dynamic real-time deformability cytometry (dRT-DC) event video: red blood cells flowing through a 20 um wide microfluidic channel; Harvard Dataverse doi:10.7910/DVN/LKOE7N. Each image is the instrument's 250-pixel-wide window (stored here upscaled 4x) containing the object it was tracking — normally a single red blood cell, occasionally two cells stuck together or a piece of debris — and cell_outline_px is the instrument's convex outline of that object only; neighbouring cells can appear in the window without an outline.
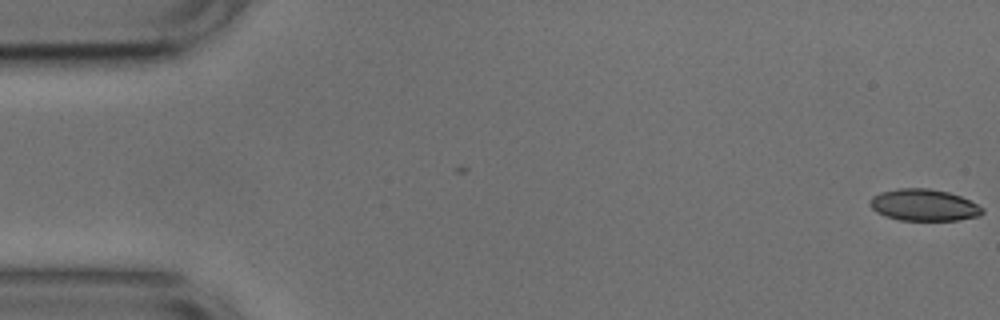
{"species": "common noctule bat (a hibernating species)", "species_latin": "Nyctalus noctula", "temperature_condition": "cold", "stored_images_in_passage": 53, "camera_frame_rate_fps": 3000, "um_per_image_px": 0.085, "animal": {"sex": "male", "body_mass_g": 17.9, "forearm_length_mm": 54.2}, "frame": {"image": 1, "passage_image": 1, "time_ms": 0.0, "image_size_px": [1000, 320], "cell_outline_px": [[984, 212], [980, 216], [956, 220], [900, 220], [876, 212], [868, 204], [868, 200], [872, 196], [880, 192], [900, 188], [928, 188], [948, 192], [960, 196], [984, 208]], "centroid_in_image_um": [78.51, 17.42], "position_along_channel_um": 6.5, "area_um2": 20.75}}
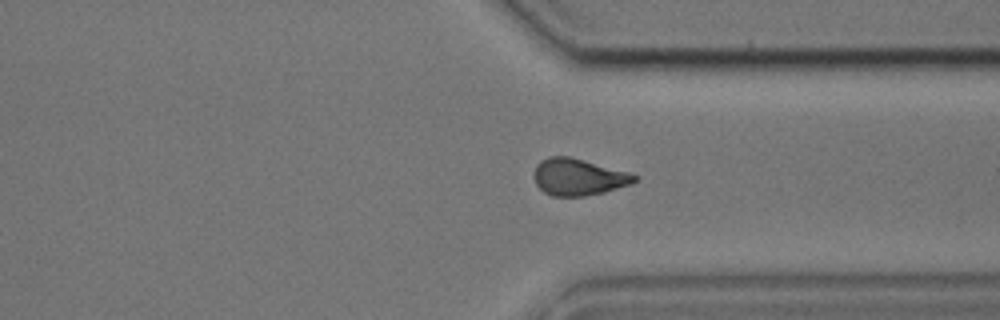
{"frame": {"image": 2, "passage_image": 40, "time_ms": 13.0, "image_size_px": [1000, 320], "cell_outline_px": [[640, 176], [632, 184], [604, 192], [584, 196], [552, 196], [544, 192], [536, 184], [532, 176], [536, 164], [540, 160], [548, 156], [568, 156], [628, 172]], "centroid_in_image_um": [49.13, 15.04], "position_along_channel_um": 362.3, "area_um2": 21.62}}
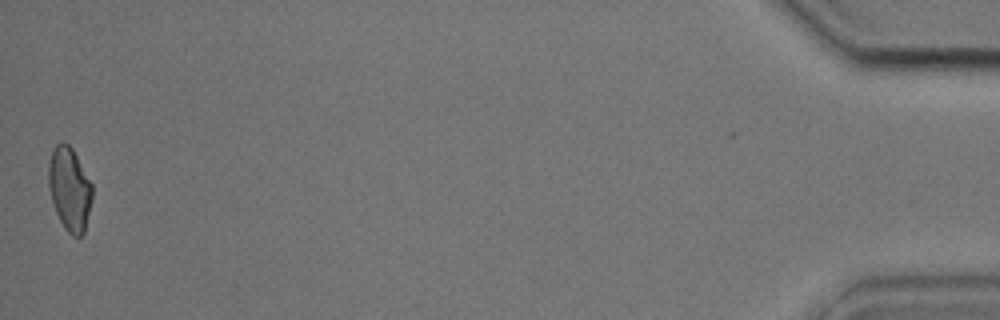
{"frame": {"image": 3, "passage_image": 53, "time_ms": 17.333, "image_size_px": [1000, 320], "cell_outline_px": [[92, 200], [84, 232], [80, 236], [72, 236], [64, 228], [56, 212], [48, 188], [48, 164], [52, 152], [56, 144], [68, 144], [72, 148], [92, 184]], "centroid_in_image_um": [5.91, 16.08], "position_along_channel_um": 429.3, "area_um2": 21.04}, "authors_computed_cell_mechanics": {"area_um2": 21.7906, "velocity_mm_per_s": 3.753, "shape_relaxation_time_tau1_ms": 4.7753, "shape_relaxation_time_tau2_ms": 3.2276, "deformation_change_tau1": 0.1373, "deformation_change_tau2": 0.0952}}